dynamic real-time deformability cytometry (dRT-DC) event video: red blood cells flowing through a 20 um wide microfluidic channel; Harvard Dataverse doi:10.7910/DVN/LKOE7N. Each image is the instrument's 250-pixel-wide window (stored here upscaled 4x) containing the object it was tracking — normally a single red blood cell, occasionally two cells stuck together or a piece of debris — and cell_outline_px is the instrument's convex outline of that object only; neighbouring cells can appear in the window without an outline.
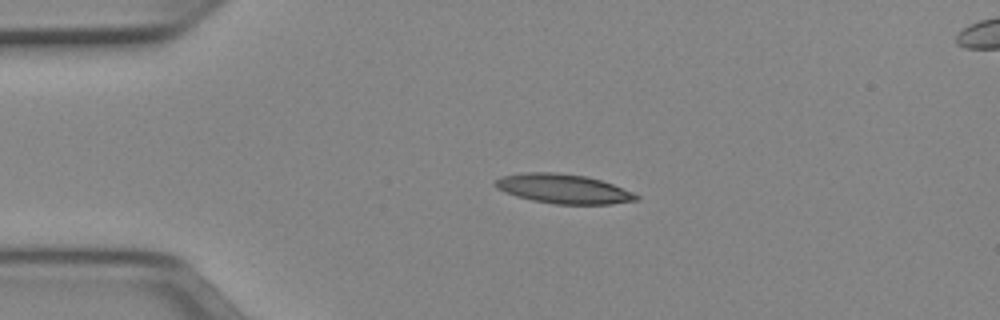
{"species": "Egyptian fruit bat (a non-hibernating species)", "species_latin": "Rousettus aegyptiacus", "temperature_condition": "cold", "stored_images_in_passage": 41, "camera_frame_rate_fps": 3000, "um_per_image_px": 0.085, "animal": {"sex": "female"}, "frame": {"image": 1, "passage_image": 1, "time_ms": 0.0, "image_size_px": [1000, 320], "cell_outline_px": [[640, 200], [612, 204], [556, 204], [532, 200], [516, 196], [504, 192], [496, 188], [492, 184], [500, 176], [524, 172], [556, 172], [588, 176], [612, 184], [632, 192], [640, 196]], "centroid_in_image_um": [47.86, 16.04], "position_along_channel_um": 37.1, "area_um2": 24.33}}
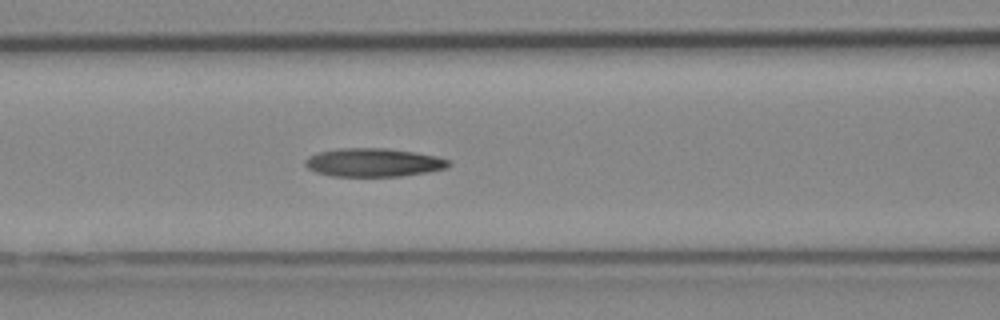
{"frame": {"image": 2, "passage_image": 11, "time_ms": 3.333, "image_size_px": [1000, 320], "cell_outline_px": [[452, 164], [448, 168], [428, 172], [400, 176], [332, 176], [316, 172], [308, 168], [304, 164], [304, 160], [308, 156], [320, 152], [340, 148], [388, 148], [416, 152], [436, 156], [448, 160]], "centroid_in_image_um": [31.76, 13.81], "position_along_channel_um": 134.8, "area_um2": 23.87}}
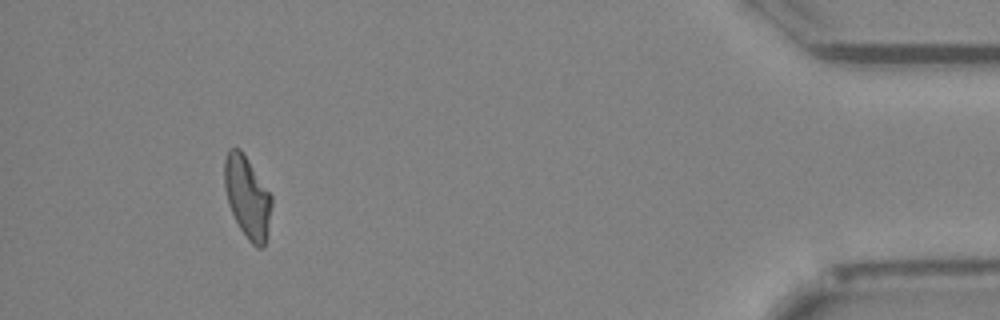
{"frame": {"image": 3, "passage_image": 37, "time_ms": 12.0, "image_size_px": [1000, 320], "cell_outline_px": [[272, 204], [264, 244], [260, 248], [256, 248], [248, 240], [240, 228], [228, 204], [224, 188], [224, 160], [228, 148], [240, 148], [244, 152], [272, 196]], "centroid_in_image_um": [21.0, 16.69], "position_along_channel_um": 414.2, "area_um2": 22.43}, "authors_computed_cell_mechanics": {"area_um2": 23.0622, "velocity_mm_per_s": 3.9741, "shape_relaxation_time_tau1_ms": 11.2242, "shape_relaxation_time_tau2_ms": 7.3246, "deformation_change_tau1": 0.2994, "deformation_change_tau2": 0.1859}}